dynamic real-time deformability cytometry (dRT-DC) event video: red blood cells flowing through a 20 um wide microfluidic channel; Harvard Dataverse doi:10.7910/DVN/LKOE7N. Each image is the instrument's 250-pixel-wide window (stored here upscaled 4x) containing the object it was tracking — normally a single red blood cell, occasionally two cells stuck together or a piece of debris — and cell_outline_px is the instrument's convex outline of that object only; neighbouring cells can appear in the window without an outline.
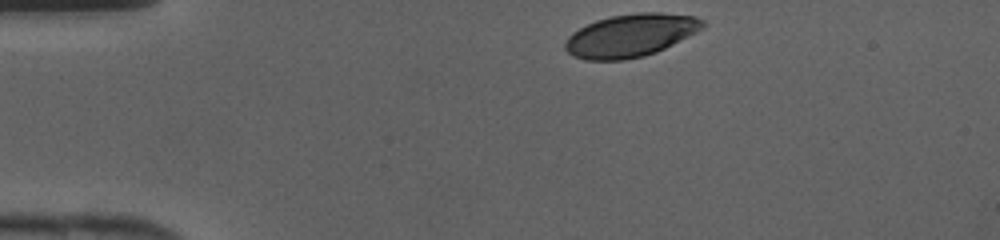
{"species": "human", "species_latin": "Homo sapiens", "temperature_condition": "cold", "stored_images_in_passage": 28, "camera_frame_rate_fps": 3000, "um_per_image_px": 0.085, "donor": {"sex": "female"}, "frame": {"image": 1, "passage_image": 1, "time_ms": 0.0, "image_size_px": [1000, 240], "cell_outline_px": [[704, 28], [656, 52], [644, 56], [624, 60], [584, 60], [572, 56], [564, 48], [564, 44], [568, 36], [572, 32], [596, 20], [612, 16], [640, 12], [660, 12], [696, 16], [704, 20]], "centroid_in_image_um": [53.59, 3.01], "position_along_channel_um": 31.4, "area_um2": 34.33}}
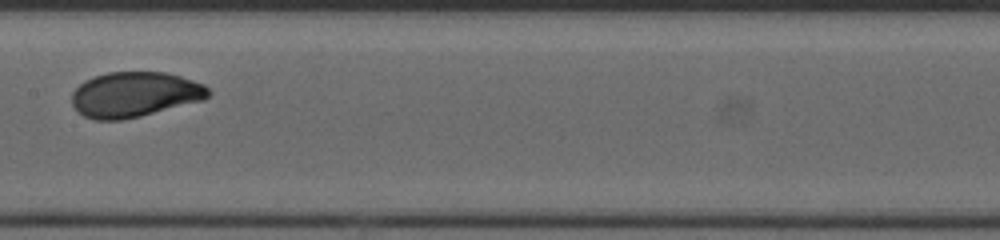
{"frame": {"image": 2, "passage_image": 15, "time_ms": 4.667, "image_size_px": [1000, 240], "cell_outline_px": [[212, 92], [204, 100], [140, 116], [120, 120], [96, 120], [84, 116], [76, 112], [72, 104], [72, 92], [84, 80], [108, 72], [164, 72], [180, 76], [204, 84]], "centroid_in_image_um": [11.44, 8.03], "position_along_channel_um": 196.0, "area_um2": 36.01}}
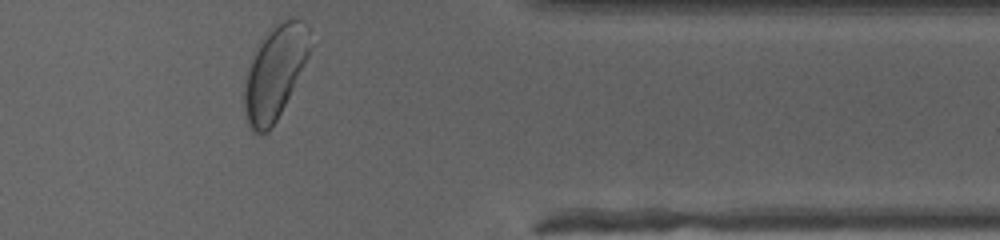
{"frame": {"image": 3, "passage_image": 28, "time_ms": 9.0, "image_size_px": [1000, 240], "cell_outline_px": [[312, 44], [308, 56], [276, 120], [268, 132], [260, 136], [252, 132], [248, 124], [244, 112], [244, 76], [252, 52], [256, 44], [280, 20], [296, 16], [304, 20], [312, 28]], "centroid_in_image_um": [23.35, 6.09], "position_along_channel_um": 388.0, "area_um2": 36.53}}